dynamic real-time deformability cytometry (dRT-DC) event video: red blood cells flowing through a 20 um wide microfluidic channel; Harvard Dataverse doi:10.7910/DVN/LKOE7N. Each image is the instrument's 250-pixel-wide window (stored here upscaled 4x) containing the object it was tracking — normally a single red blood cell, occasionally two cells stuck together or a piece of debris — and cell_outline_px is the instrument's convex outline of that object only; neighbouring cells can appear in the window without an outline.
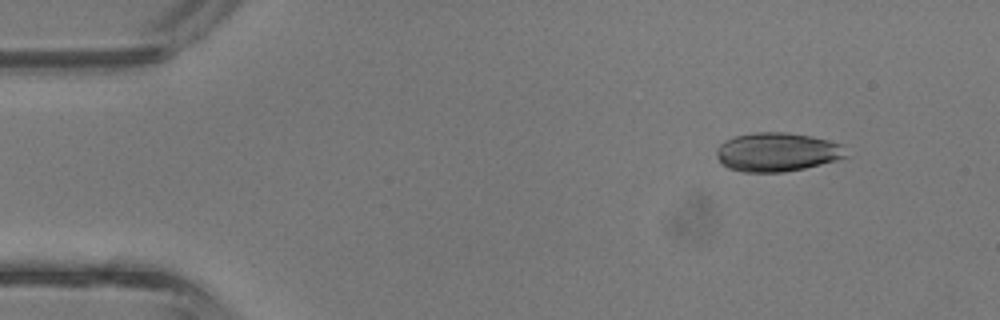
{"species": "common noctule bat (a hibernating species)", "species_latin": "Nyctalus noctula", "temperature_condition": "room temperature", "stored_images_in_passage": 3, "camera_frame_rate_fps": 3000, "um_per_image_px": 0.085, "animal": {"sex": "male", "body_mass_g": 13.3}, "frame": {"image": 1, "passage_image": 1, "time_ms": 0.0, "image_size_px": [1000, 320], "cell_outline_px": [[848, 156], [836, 160], [804, 168], [784, 172], [744, 172], [728, 168], [720, 164], [716, 156], [716, 148], [724, 140], [736, 136], [752, 132], [788, 132], [812, 136], [844, 144]], "centroid_in_image_um": [66.04, 12.92], "position_along_channel_um": 19.0, "area_um2": 29.71}}
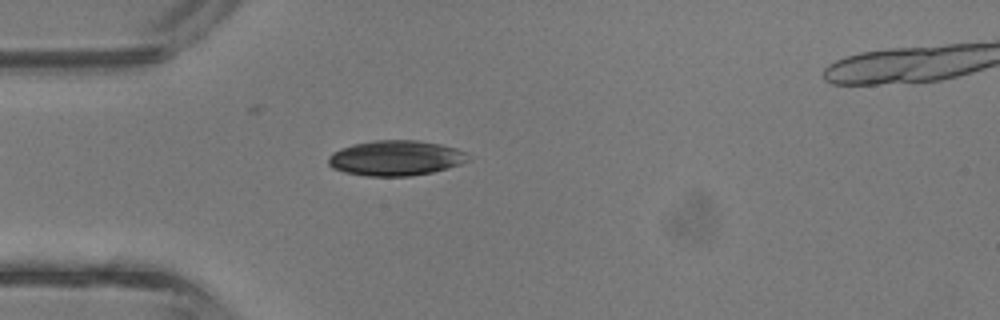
{"frame": {"image": 2, "passage_image": 3, "time_ms": 0.667, "image_size_px": [1000, 320], "cell_outline_px": [[468, 160], [460, 164], [448, 168], [432, 172], [412, 176], [364, 176], [344, 172], [332, 168], [328, 164], [328, 156], [332, 152], [340, 148], [352, 144], [372, 140], [420, 140], [440, 144], [456, 148], [464, 152]], "centroid_in_image_um": [33.58, 13.43], "position_along_channel_um": 51.4, "area_um2": 28.84}}